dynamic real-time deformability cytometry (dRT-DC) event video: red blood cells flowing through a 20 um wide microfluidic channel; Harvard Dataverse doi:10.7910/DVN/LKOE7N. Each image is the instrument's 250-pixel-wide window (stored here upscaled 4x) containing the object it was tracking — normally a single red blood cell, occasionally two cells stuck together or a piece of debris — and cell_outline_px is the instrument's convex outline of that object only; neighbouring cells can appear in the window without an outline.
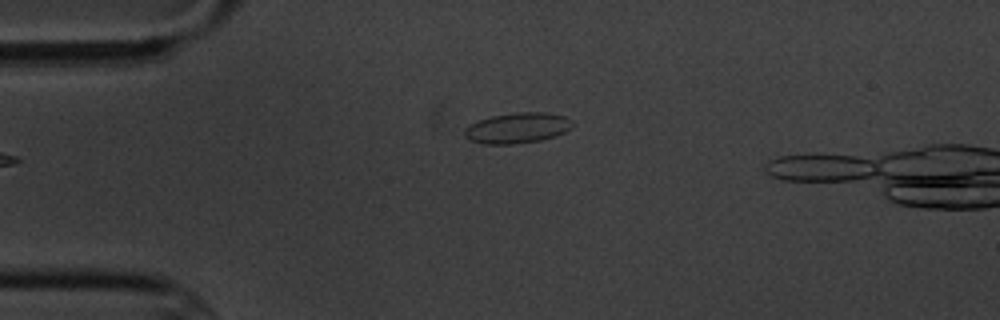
{"species": "common noctule bat (a hibernating species)", "species_latin": "Nyctalus noctula", "temperature_condition": "cold", "stored_images_in_passage": 3, "camera_frame_rate_fps": 3000, "um_per_image_px": 0.085, "animal": {"sex": "male", "body_mass_g": 20.1, "forearm_length_mm": 53.5}, "frame": {"image": 1, "passage_image": 1, "time_ms": 0.0, "image_size_px": [1000, 320], "cell_outline_px": [[572, 128], [556, 136], [540, 140], [512, 144], [484, 144], [468, 140], [464, 136], [464, 128], [468, 124], [492, 116], [516, 112], [548, 112], [564, 116], [572, 120]], "centroid_in_image_um": [43.96, 10.87], "position_along_channel_um": 41.0, "area_um2": 19.36}}